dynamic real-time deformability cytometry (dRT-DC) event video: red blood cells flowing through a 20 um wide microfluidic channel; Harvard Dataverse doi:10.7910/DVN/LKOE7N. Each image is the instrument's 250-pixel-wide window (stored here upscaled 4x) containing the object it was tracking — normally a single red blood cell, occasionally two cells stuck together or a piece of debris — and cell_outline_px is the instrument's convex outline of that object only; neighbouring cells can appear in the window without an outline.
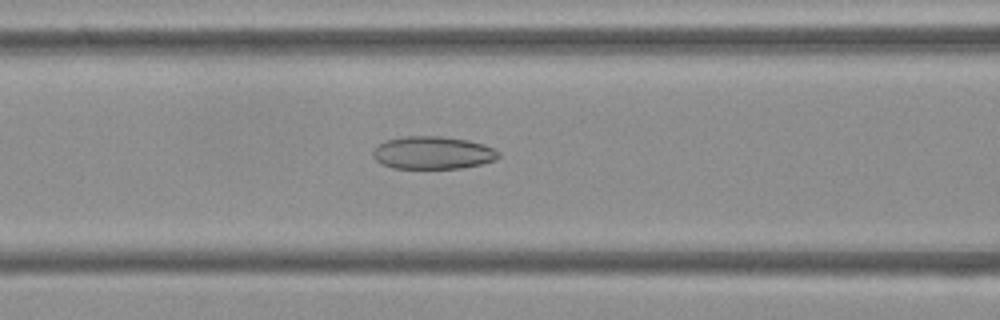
{"species": "Egyptian fruit bat (a non-hibernating species)", "species_latin": "Rousettus aegyptiacus", "temperature_condition": "cold", "stored_images_in_passage": 54, "camera_frame_rate_fps": 3000, "um_per_image_px": 0.085, "frame": {"image": 1, "passage_image": 22, "time_ms": 7.0, "image_size_px": [1000, 320], "cell_outline_px": [[500, 156], [496, 160], [480, 164], [460, 168], [392, 168], [380, 164], [372, 156], [372, 152], [384, 140], [404, 136], [440, 136], [468, 140], [484, 144], [500, 152]], "centroid_in_image_um": [36.78, 12.98], "position_along_channel_um": 129.8, "area_um2": 24.04}}
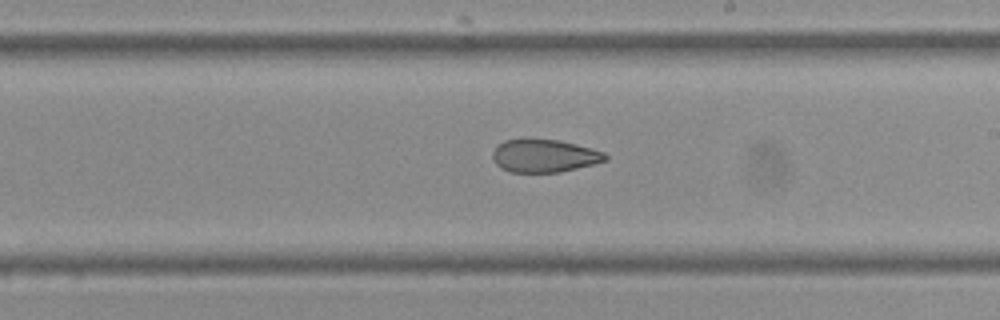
{"frame": {"image": 2, "passage_image": 31, "time_ms": 10.0, "image_size_px": [1000, 320], "cell_outline_px": [[608, 160], [560, 172], [512, 172], [500, 168], [492, 160], [492, 152], [496, 144], [504, 140], [528, 136], [560, 140], [592, 148], [604, 152], [608, 156]], "centroid_in_image_um": [46.2, 13.19], "position_along_channel_um": 242.8, "area_um2": 22.37}}
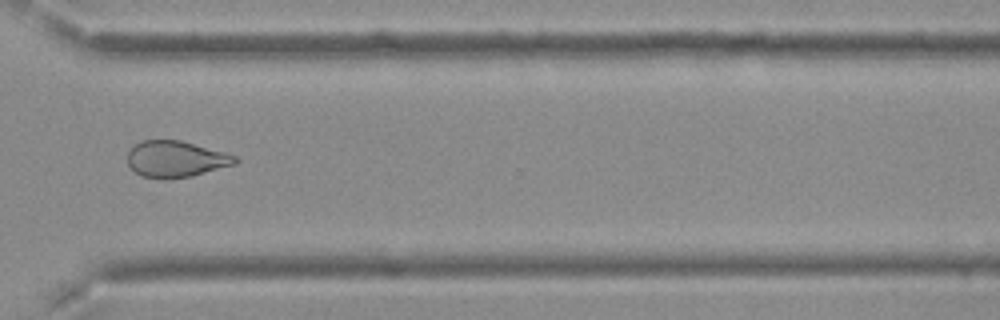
{"frame": {"image": 3, "passage_image": 40, "time_ms": 13.0, "image_size_px": [1000, 320], "cell_outline_px": [[240, 160], [236, 164], [192, 176], [140, 176], [128, 164], [128, 152], [136, 144], [144, 140], [180, 140], [224, 152], [236, 156]], "centroid_in_image_um": [14.99, 13.49], "position_along_channel_um": 355.6, "area_um2": 22.08}, "authors_computed_cell_mechanics": {"area_um2": 25.2586, "velocity_mm_per_s": 3.76, "shape_relaxation_time_tau1_ms": 9.0182, "shape_relaxation_time_tau2_ms": 3.2803, "deformation_change_tau1": 0.154, "deformation_change_tau2": 0.0976}}